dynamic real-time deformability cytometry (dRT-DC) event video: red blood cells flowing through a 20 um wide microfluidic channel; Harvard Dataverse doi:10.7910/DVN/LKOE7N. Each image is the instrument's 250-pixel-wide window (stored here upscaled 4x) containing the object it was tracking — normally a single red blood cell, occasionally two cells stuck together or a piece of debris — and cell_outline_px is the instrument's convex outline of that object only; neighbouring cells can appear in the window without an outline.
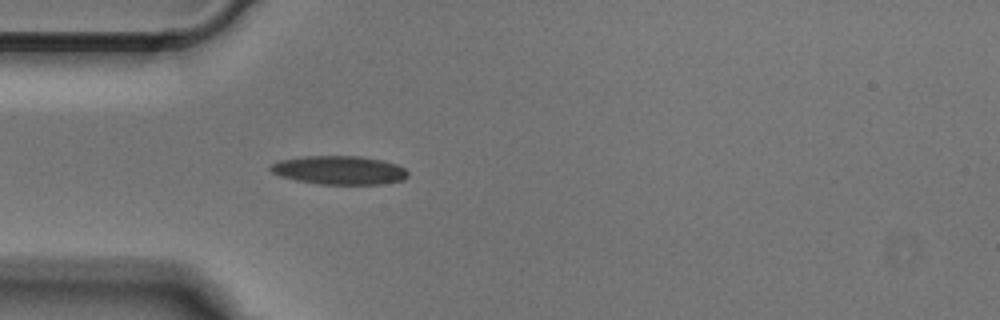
{"species": "Egyptian fruit bat (a non-hibernating species)", "species_latin": "Rousettus aegyptiacus", "temperature_condition": "cold", "stored_images_in_passage": 37, "camera_frame_rate_fps": 3000, "um_per_image_px": 0.085, "animal": {"sex": "male"}, "frame": {"image": 1, "passage_image": 1, "time_ms": 0.0, "image_size_px": [1000, 320], "cell_outline_px": [[408, 176], [404, 180], [380, 184], [320, 184], [296, 180], [280, 176], [272, 172], [268, 168], [272, 164], [280, 160], [304, 156], [360, 156], [384, 160], [396, 164], [404, 168], [408, 172]], "centroid_in_image_um": [28.85, 14.46], "position_along_channel_um": 56.1, "area_um2": 22.95}}
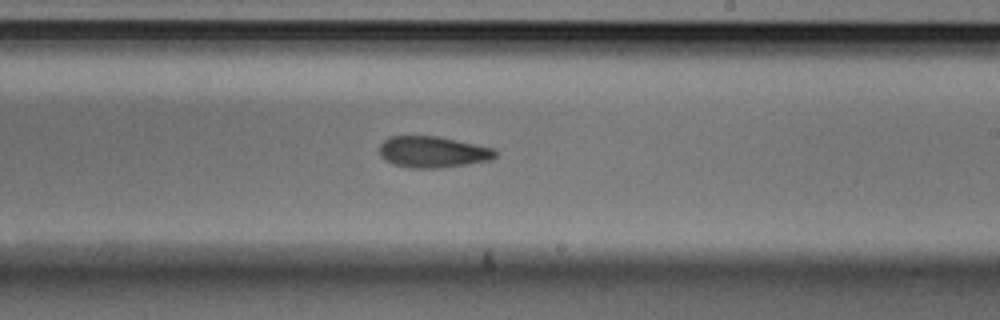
{"frame": {"image": 2, "passage_image": 16, "time_ms": 5.0, "image_size_px": [1000, 320], "cell_outline_px": [[496, 156], [492, 160], [440, 168], [408, 168], [392, 164], [384, 160], [380, 156], [380, 144], [388, 136], [440, 136], [496, 148]], "centroid_in_image_um": [36.79, 12.91], "position_along_channel_um": 252.2, "area_um2": 21.5}}
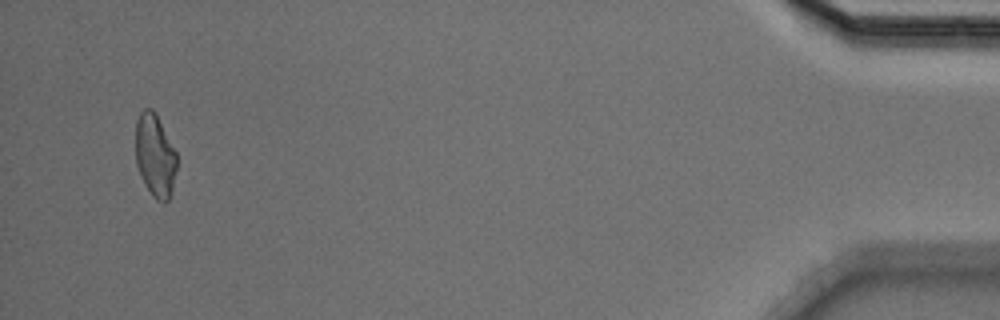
{"frame": {"image": 3, "passage_image": 35, "time_ms": 11.333, "image_size_px": [1000, 320], "cell_outline_px": [[176, 168], [172, 188], [168, 200], [164, 204], [156, 200], [152, 196], [144, 184], [140, 176], [136, 164], [136, 120], [140, 112], [144, 108], [152, 108], [156, 112], [176, 152]], "centroid_in_image_um": [13.16, 13.21], "position_along_channel_um": 422.0, "area_um2": 20.06}}